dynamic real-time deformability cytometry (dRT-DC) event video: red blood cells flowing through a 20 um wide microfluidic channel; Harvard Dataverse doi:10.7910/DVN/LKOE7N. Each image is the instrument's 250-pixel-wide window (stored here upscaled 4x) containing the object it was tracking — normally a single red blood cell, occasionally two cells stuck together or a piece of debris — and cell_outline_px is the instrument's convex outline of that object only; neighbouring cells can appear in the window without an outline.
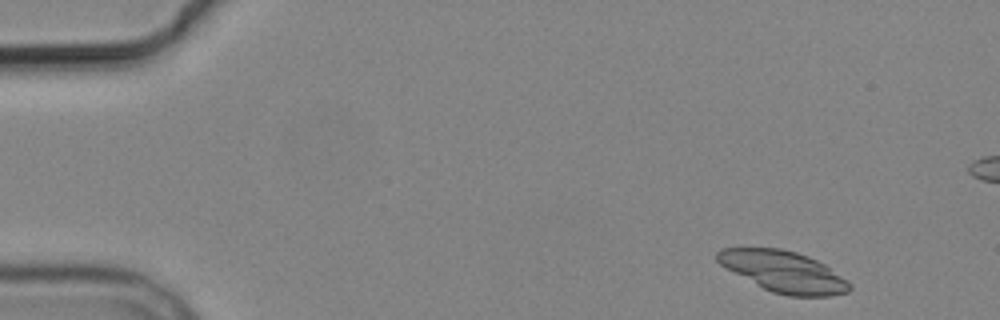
{"species": "common noctule bat (a hibernating species)", "species_latin": "Nyctalus noctula", "temperature_condition": "cold", "stored_images_in_passage": 5, "segment_of_instrument_passage": [1, 2], "camera_frame_rate_fps": 3000, "um_per_image_px": 0.085, "animal": {"sex": "male", "body_mass_g": 19.2, "forearm_length_mm": 51.8}, "frame": {"image": 1, "passage_image": 1, "time_ms": 0.0, "image_size_px": [1000, 320], "cell_outline_px": [[852, 288], [848, 292], [832, 296], [788, 296], [772, 292], [764, 288], [720, 264], [716, 260], [716, 252], [720, 248], [780, 248], [796, 252], [808, 256], [824, 264], [848, 280], [852, 284]], "centroid_in_image_um": [66.65, 23.09], "position_along_channel_um": 18.4, "area_um2": 31.5}}